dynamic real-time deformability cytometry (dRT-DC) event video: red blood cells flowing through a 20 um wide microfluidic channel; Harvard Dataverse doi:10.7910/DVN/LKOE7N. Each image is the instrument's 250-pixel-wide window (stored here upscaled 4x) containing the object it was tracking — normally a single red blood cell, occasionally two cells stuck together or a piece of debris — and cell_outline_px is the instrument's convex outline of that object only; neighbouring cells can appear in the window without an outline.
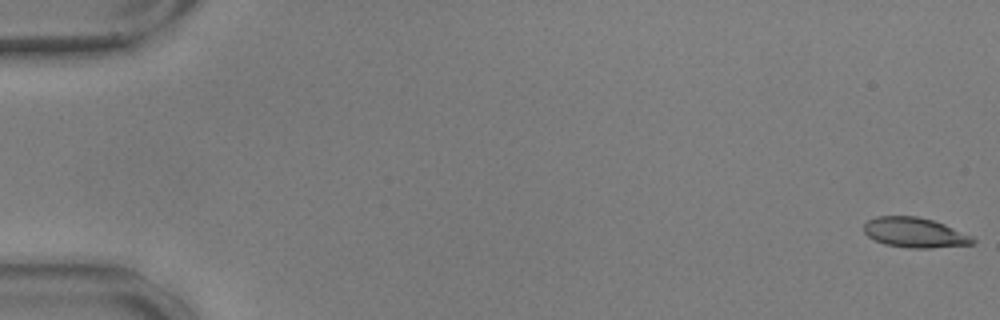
{"species": "common noctule bat (a hibernating species)", "species_latin": "Nyctalus noctula", "temperature_condition": "warm", "stored_images_in_passage": 57, "camera_frame_rate_fps": 3000, "um_per_image_px": 0.085, "animal": {"sex": "male", "body_mass_g": 17.9, "forearm_length_mm": 54.2}, "frame": {"image": 1, "passage_image": 1, "time_ms": 0.0, "image_size_px": [1000, 320], "cell_outline_px": [[976, 240], [972, 244], [932, 248], [908, 248], [884, 244], [868, 236], [864, 232], [864, 224], [868, 220], [876, 216], [916, 216], [932, 220], [944, 224], [972, 236]], "centroid_in_image_um": [77.74, 19.77], "position_along_channel_um": 7.3, "area_um2": 18.96}}
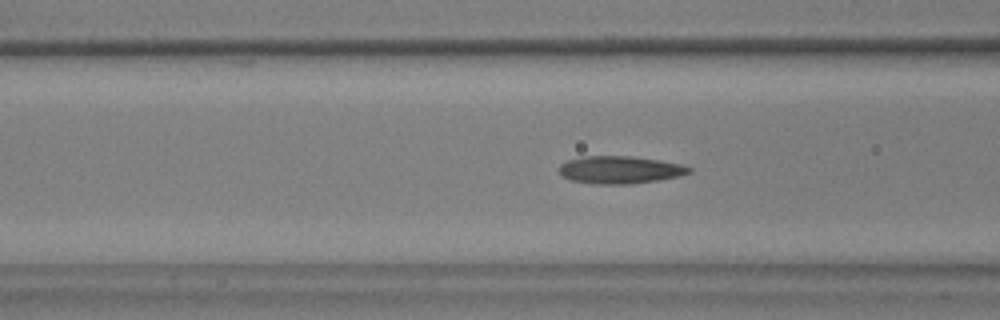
{"frame": {"image": 2, "passage_image": 23, "time_ms": 7.333, "image_size_px": [1000, 320], "cell_outline_px": [[692, 172], [680, 176], [656, 180], [628, 184], [596, 184], [572, 180], [560, 176], [560, 164], [568, 160], [584, 156], [628, 156], [660, 160], [680, 164], [692, 168]], "centroid_in_image_um": [52.69, 14.43], "position_along_channel_um": 113.9, "area_um2": 20.75}}
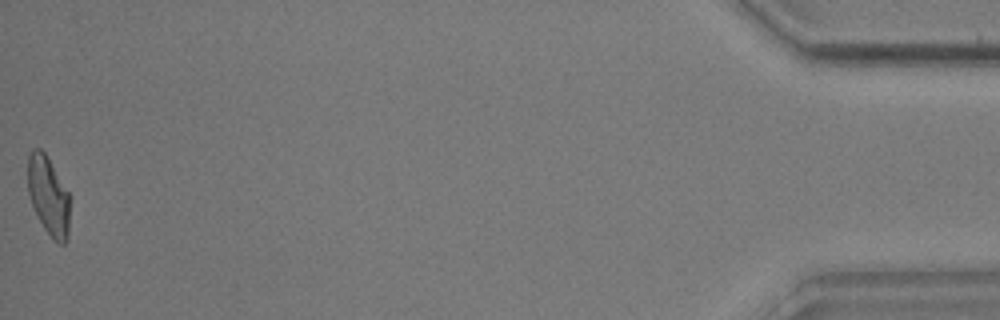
{"frame": {"image": 3, "passage_image": 57, "time_ms": 18.667, "image_size_px": [1000, 320], "cell_outline_px": [[72, 196], [68, 240], [64, 244], [60, 244], [52, 240], [44, 228], [32, 204], [28, 192], [28, 156], [32, 148], [40, 148], [44, 152]], "centroid_in_image_um": [4.18, 16.68], "position_along_channel_um": 431.0, "area_um2": 19.83}, "authors_computed_cell_mechanics": {"area_um2": 19.9988, "velocity_mm_per_s": 3.5956, "shape_relaxation_time_tau1_ms": null, "shape_relaxation_time_tau2_ms": 1.5825, "deformation_change_tau1": null, "deformation_change_tau2": 0.0984}}